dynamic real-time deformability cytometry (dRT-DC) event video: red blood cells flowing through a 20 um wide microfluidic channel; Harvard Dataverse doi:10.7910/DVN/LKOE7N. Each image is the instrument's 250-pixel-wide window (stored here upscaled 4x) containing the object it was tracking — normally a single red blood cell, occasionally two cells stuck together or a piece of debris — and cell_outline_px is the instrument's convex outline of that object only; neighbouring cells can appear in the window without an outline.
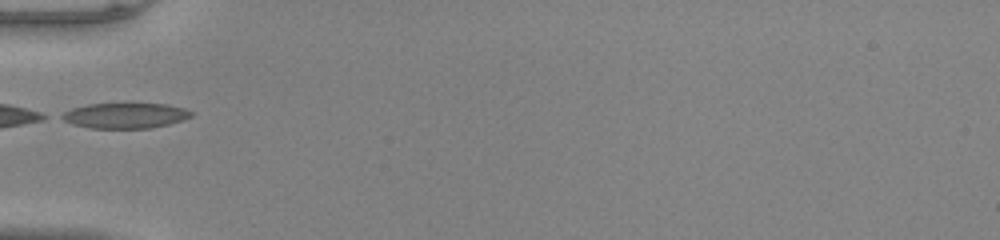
{"species": "common noctule bat (a hibernating species)", "species_latin": "Nyctalus noctula", "temperature_condition": "warm", "stored_images_in_passage": 31, "camera_frame_rate_fps": 3000, "um_per_image_px": 0.085, "animal": {"sex": "male", "body_mass_g": 20.0, "forearm_length_mm": 53.3}, "frame": {"image": 1, "passage_image": 1, "time_ms": 0.0, "image_size_px": [1000, 240], "cell_outline_px": [[196, 112], [192, 116], [184, 120], [152, 128], [88, 128], [72, 124], [56, 116], [72, 108], [88, 104], [164, 104], [184, 108]], "centroid_in_image_um": [10.64, 9.83], "position_along_channel_um": 74.4, "area_um2": 19.25}}